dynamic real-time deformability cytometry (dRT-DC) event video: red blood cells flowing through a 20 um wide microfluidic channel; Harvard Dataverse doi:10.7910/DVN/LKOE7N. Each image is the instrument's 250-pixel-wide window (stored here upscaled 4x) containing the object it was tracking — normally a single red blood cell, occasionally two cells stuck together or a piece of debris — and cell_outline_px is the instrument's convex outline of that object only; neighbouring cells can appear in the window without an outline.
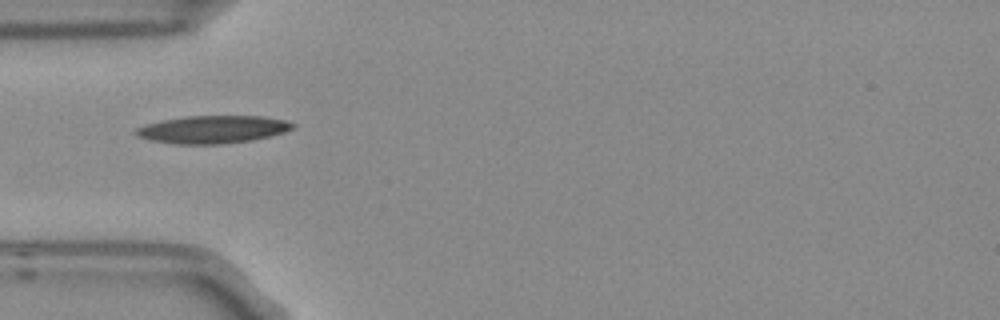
{"species": "Egyptian fruit bat (a non-hibernating species)", "species_latin": "Rousettus aegyptiacus", "temperature_condition": "room temperature", "stored_images_in_passage": 7, "camera_frame_rate_fps": 3000, "um_per_image_px": 0.085, "frame": {"image": 1, "passage_image": 5, "time_ms": 1.333, "image_size_px": [1000, 320], "cell_outline_px": [[296, 128], [284, 132], [252, 140], [220, 144], [176, 144], [148, 140], [136, 136], [132, 132], [136, 128], [144, 124], [160, 120], [184, 116], [264, 116], [284, 120], [296, 124]], "centroid_in_image_um": [18.03, 11.0], "position_along_channel_um": 67.0, "area_um2": 25.61}}
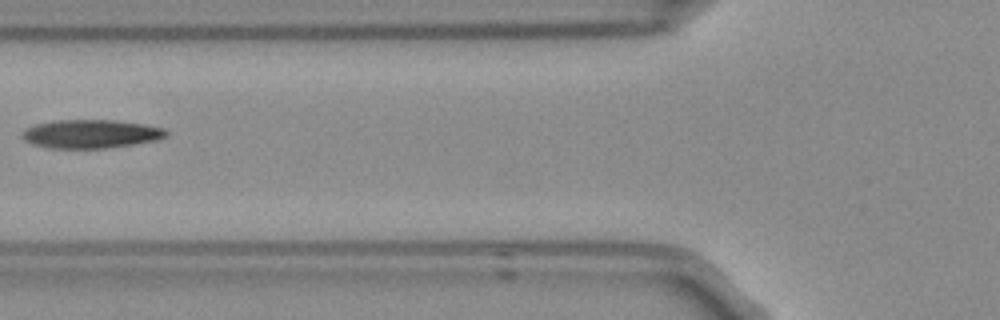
{"frame": {"image": 2, "passage_image": 6, "time_ms": 1.667, "image_size_px": [1000, 320], "cell_outline_px": [[168, 136], [156, 140], [108, 148], [48, 148], [32, 144], [24, 140], [20, 136], [20, 132], [24, 128], [36, 124], [52, 120], [116, 120], [144, 124], [164, 128], [168, 132]], "centroid_in_image_um": [7.68, 11.37], "position_along_channel_um": 118.1, "area_um2": 24.22}}